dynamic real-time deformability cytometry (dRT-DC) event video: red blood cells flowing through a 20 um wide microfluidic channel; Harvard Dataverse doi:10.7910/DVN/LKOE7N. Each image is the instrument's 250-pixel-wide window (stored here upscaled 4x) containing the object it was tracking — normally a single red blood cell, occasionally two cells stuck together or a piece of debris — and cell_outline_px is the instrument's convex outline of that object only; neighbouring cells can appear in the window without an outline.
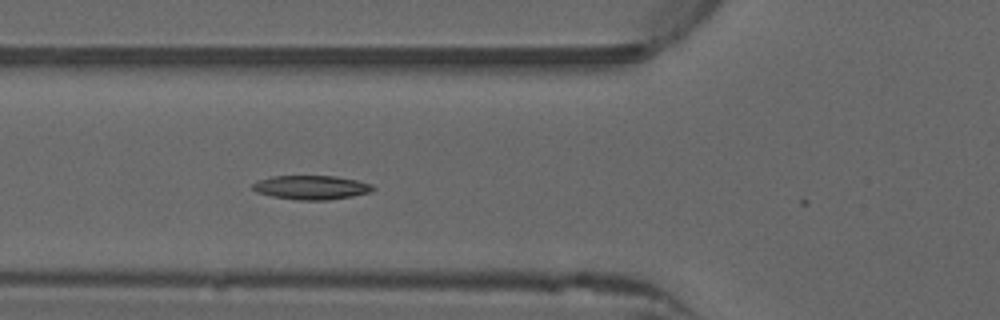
{"species": "common noctule bat (a hibernating species)", "species_latin": "Nyctalus noctula", "temperature_condition": "warm", "stored_images_in_passage": 15, "camera_frame_rate_fps": 3000, "um_per_image_px": 0.085, "animal": {"sex": "male", "forearm_length_mm": 52.5}, "frame": {"image": 1, "passage_image": 14, "time_ms": 4.333, "image_size_px": [1000, 320], "cell_outline_px": [[376, 188], [372, 192], [352, 196], [328, 200], [296, 200], [272, 196], [256, 192], [252, 188], [252, 184], [260, 180], [272, 176], [336, 176], [356, 180], [372, 184]], "centroid_in_image_um": [26.49, 15.93], "position_along_channel_um": 99.3, "area_um2": 16.88}}